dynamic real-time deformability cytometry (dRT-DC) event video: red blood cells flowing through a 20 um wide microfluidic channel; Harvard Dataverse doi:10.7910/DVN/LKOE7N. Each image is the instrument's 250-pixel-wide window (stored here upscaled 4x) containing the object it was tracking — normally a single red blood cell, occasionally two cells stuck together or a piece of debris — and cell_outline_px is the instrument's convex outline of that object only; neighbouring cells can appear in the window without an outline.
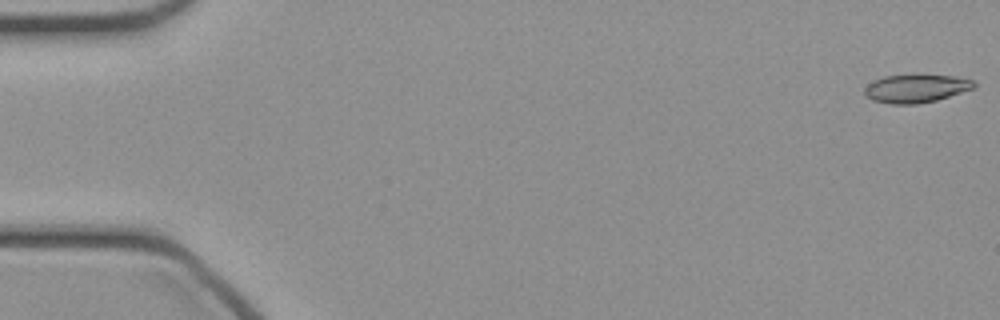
{"species": "common noctule bat (a hibernating species)", "species_latin": "Nyctalus noctula", "temperature_condition": "cold", "stored_images_in_passage": 48, "camera_frame_rate_fps": 3000, "um_per_image_px": 0.085, "animal": {"sex": "female", "body_mass_g": 21.9}, "frame": {"image": 1, "passage_image": 1, "time_ms": 0.0, "image_size_px": [1000, 320], "cell_outline_px": [[976, 88], [936, 100], [916, 104], [892, 104], [872, 100], [864, 96], [864, 88], [868, 84], [884, 76], [916, 72], [956, 76], [972, 80], [976, 84]], "centroid_in_image_um": [77.87, 7.47], "position_along_channel_um": 7.1, "area_um2": 18.73}}
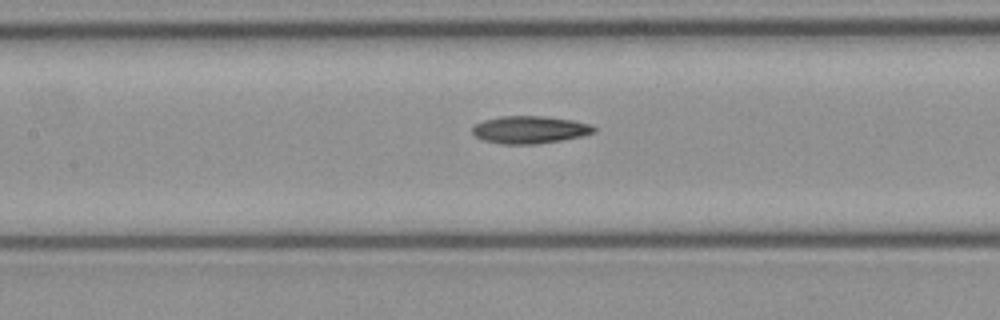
{"frame": {"image": 2, "passage_image": 22, "time_ms": 7.0, "image_size_px": [1000, 320], "cell_outline_px": [[596, 132], [580, 136], [560, 140], [536, 144], [504, 144], [484, 140], [476, 136], [472, 132], [472, 128], [476, 124], [484, 120], [500, 116], [544, 116], [572, 120], [592, 124], [596, 128]], "centroid_in_image_um": [45.05, 11.02], "position_along_channel_um": 162.4, "area_um2": 19.36}}
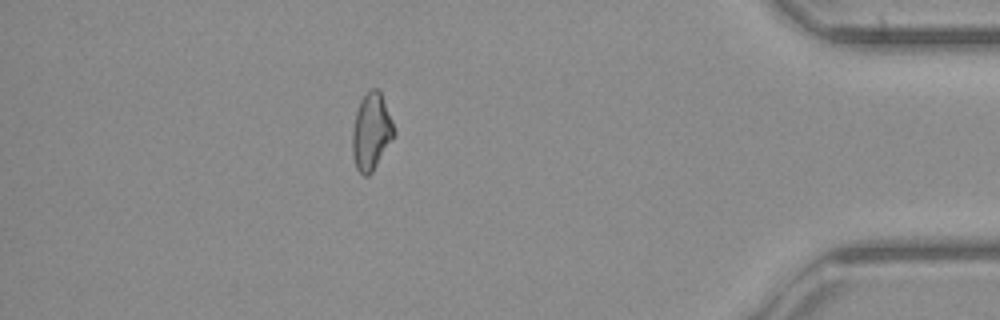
{"frame": {"image": 3, "passage_image": 42, "time_ms": 13.667, "image_size_px": [1000, 320], "cell_outline_px": [[396, 132], [372, 172], [368, 176], [364, 176], [356, 168], [352, 156], [352, 132], [356, 112], [360, 100], [372, 88], [376, 88], [380, 92], [392, 120]], "centroid_in_image_um": [31.54, 11.21], "position_along_channel_um": 403.7, "area_um2": 18.38}}